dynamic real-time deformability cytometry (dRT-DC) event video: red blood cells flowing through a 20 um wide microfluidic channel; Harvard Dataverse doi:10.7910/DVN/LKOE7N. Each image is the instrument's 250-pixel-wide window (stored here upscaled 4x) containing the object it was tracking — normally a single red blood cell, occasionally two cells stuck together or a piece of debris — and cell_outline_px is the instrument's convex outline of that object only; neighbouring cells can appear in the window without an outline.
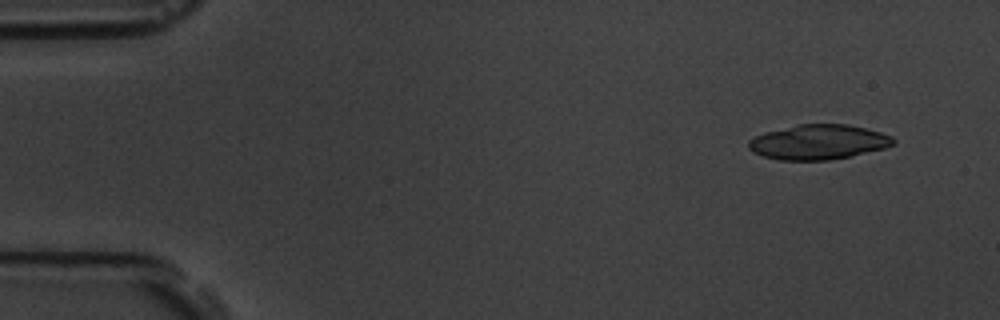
{"species": "common noctule bat (a hibernating species)", "species_latin": "Nyctalus noctula", "temperature_condition": "room temperature", "stored_images_in_passage": 5, "camera_frame_rate_fps": 3000, "um_per_image_px": 0.085, "animal": {"sex": "male", "body_mass_g": 19.5, "forearm_length_mm": 54.6}, "frame": {"image": 1, "passage_image": 2, "time_ms": 1.0, "image_size_px": [1000, 320], "cell_outline_px": [[896, 144], [884, 148], [852, 156], [828, 160], [780, 160], [764, 156], [752, 152], [748, 148], [748, 140], [764, 132], [796, 124], [848, 124], [880, 132], [892, 136], [896, 140]], "centroid_in_image_um": [69.56, 12.07], "position_along_channel_um": 15.4, "area_um2": 29.54}}